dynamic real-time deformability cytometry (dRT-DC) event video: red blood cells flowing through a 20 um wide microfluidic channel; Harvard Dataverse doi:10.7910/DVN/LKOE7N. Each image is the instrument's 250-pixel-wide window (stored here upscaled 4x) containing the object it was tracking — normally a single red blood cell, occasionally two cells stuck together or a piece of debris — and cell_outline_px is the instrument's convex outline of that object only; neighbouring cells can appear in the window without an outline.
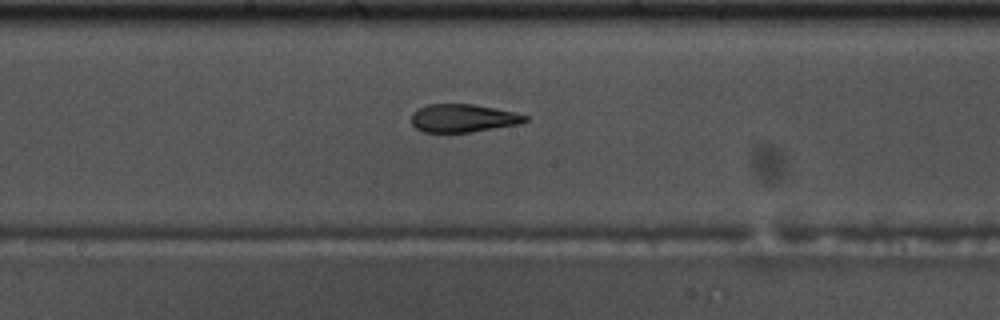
{"species": "common noctule bat (a hibernating species)", "species_latin": "Nyctalus noctula", "temperature_condition": "warm", "stored_images_in_passage": 49, "camera_frame_rate_fps": 3000, "um_per_image_px": 0.085, "animal": {"sex": "male", "body_mass_g": 17.5, "forearm_length_mm": 52.3}, "frame": {"image": 1, "passage_image": 23, "time_ms": 7.333, "image_size_px": [1000, 320], "cell_outline_px": [[528, 120], [520, 124], [472, 132], [424, 132], [416, 128], [412, 124], [412, 112], [428, 104], [476, 104], [516, 112], [528, 116]], "centroid_in_image_um": [39.4, 10.04], "position_along_channel_um": 208.8, "area_um2": 18.73}}
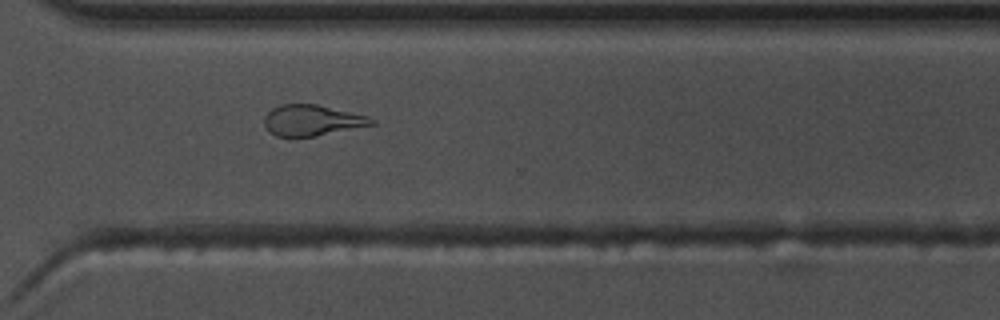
{"frame": {"image": 2, "passage_image": 34, "time_ms": 11.0, "image_size_px": [1000, 320], "cell_outline_px": [[376, 124], [316, 136], [276, 136], [268, 132], [264, 124], [264, 116], [272, 108], [280, 104], [316, 104], [368, 116], [376, 120]], "centroid_in_image_um": [26.51, 10.23], "position_along_channel_um": 344.1, "area_um2": 19.31}}
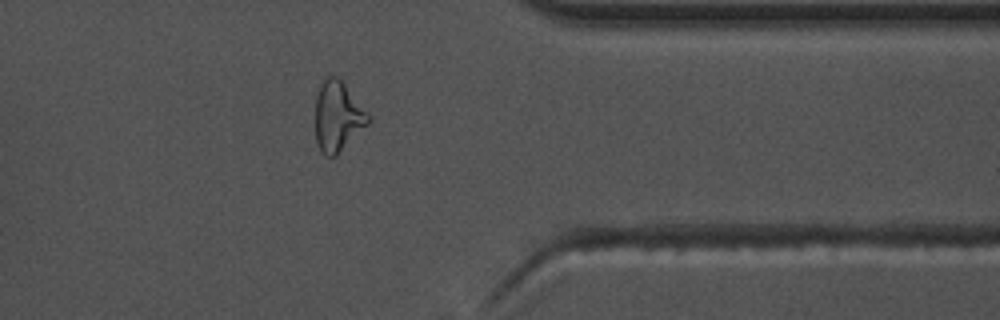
{"frame": {"image": 3, "passage_image": 38, "time_ms": 12.333, "image_size_px": [1000, 320], "cell_outline_px": [[372, 120], [336, 156], [324, 156], [320, 152], [316, 140], [316, 96], [320, 84], [324, 76], [336, 76], [344, 84], [372, 116]], "centroid_in_image_um": [28.71, 9.9], "position_along_channel_um": 382.7, "area_um2": 21.73}, "authors_computed_cell_mechanics": {"area_um2": 19.5942, "velocity_mm_per_s": 3.6897, "shape_relaxation_time_tau1_ms": null, "shape_relaxation_time_tau2_ms": 2.7429, "deformation_change_tau1": null, "deformation_change_tau2": 0.1295}}